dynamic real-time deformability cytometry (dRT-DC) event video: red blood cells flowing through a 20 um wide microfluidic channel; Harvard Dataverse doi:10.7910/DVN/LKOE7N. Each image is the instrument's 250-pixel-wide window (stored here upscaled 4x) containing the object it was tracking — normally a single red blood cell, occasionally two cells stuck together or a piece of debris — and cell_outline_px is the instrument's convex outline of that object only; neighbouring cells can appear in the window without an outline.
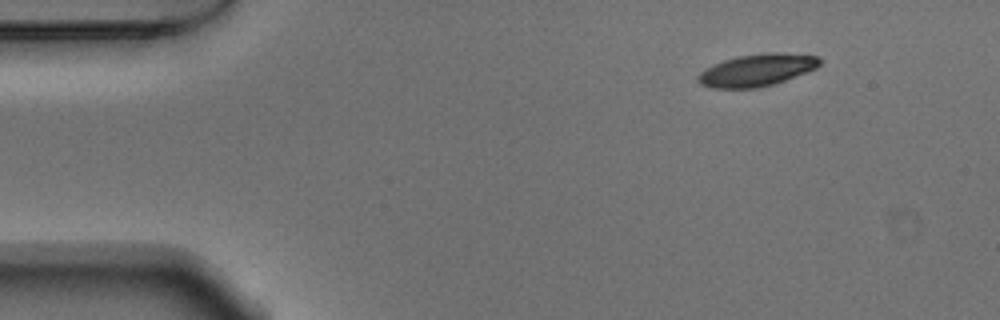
{"species": "Egyptian fruit bat (a non-hibernating species)", "species_latin": "Rousettus aegyptiacus", "temperature_condition": "warm", "stored_images_in_passage": 48, "camera_frame_rate_fps": 3000, "um_per_image_px": 0.085, "animal": {"sex": "male"}, "frame": {"image": 1, "passage_image": 1, "time_ms": 0.0, "image_size_px": [1000, 320], "cell_outline_px": [[820, 64], [816, 68], [784, 80], [772, 84], [756, 88], [712, 88], [700, 84], [696, 80], [696, 76], [704, 68], [724, 60], [740, 56], [768, 52], [780, 52], [816, 56], [820, 60]], "centroid_in_image_um": [64.28, 5.96], "position_along_channel_um": 20.7, "area_um2": 22.6}}
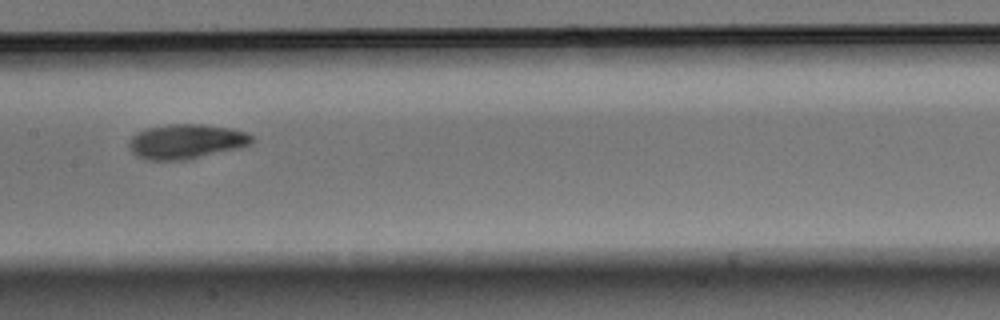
{"frame": {"image": 2, "passage_image": 21, "time_ms": 6.667, "image_size_px": [1000, 320], "cell_outline_px": [[256, 140], [252, 144], [240, 148], [184, 160], [144, 160], [136, 156], [128, 148], [128, 144], [132, 136], [136, 132], [144, 128], [168, 124], [204, 124], [232, 128], [244, 132], [252, 136]], "centroid_in_image_um": [15.81, 12.02], "position_along_channel_um": 191.6, "area_um2": 25.2}}
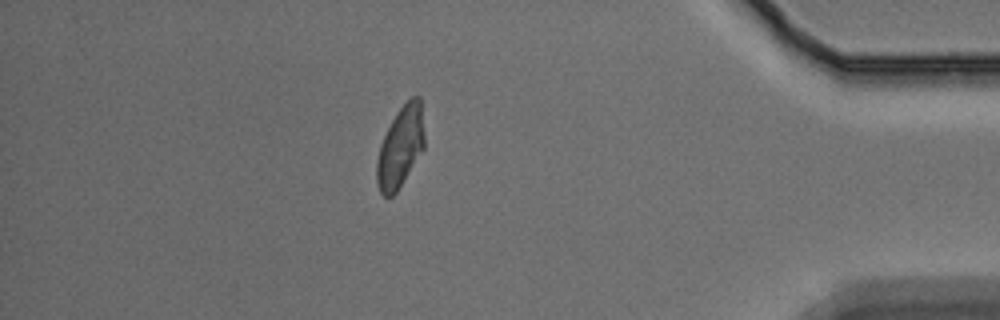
{"frame": {"image": 3, "passage_image": 41, "time_ms": 13.333, "image_size_px": [1000, 320], "cell_outline_px": [[424, 148], [396, 192], [392, 196], [384, 196], [380, 192], [376, 180], [376, 160], [380, 144], [396, 112], [412, 96], [420, 96], [424, 136]], "centroid_in_image_um": [34.02, 12.49], "position_along_channel_um": 401.2, "area_um2": 22.2}, "authors_computed_cell_mechanics": {"area_um2": 23.6113, "velocity_mm_per_s": 3.7635, "shape_relaxation_time_tau1_ms": 3.8958, "shape_relaxation_time_tau2_ms": 2.0899, "deformation_change_tau1": 0.1695, "deformation_change_tau2": 0.0733}}